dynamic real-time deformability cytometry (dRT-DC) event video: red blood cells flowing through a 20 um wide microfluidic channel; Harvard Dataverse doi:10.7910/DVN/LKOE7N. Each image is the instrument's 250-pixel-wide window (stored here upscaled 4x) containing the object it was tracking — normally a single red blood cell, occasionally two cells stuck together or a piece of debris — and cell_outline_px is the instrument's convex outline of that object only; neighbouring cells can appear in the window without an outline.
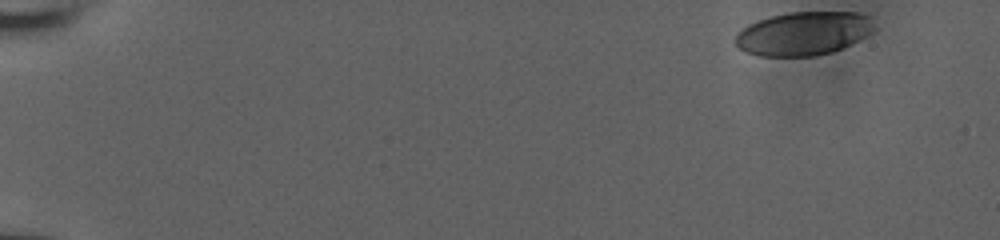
{"species": "human", "species_latin": "Homo sapiens", "temperature_condition": "room temperature", "stored_images_in_passage": 46, "camera_frame_rate_fps": 3000, "um_per_image_px": 0.085, "donor": {"sex": "male"}, "frame": {"image": 1, "passage_image": 1, "time_ms": 0.0, "image_size_px": [1000, 240], "cell_outline_px": [[876, 28], [872, 32], [832, 52], [812, 56], [760, 56], [744, 52], [736, 44], [736, 36], [748, 24], [772, 16], [788, 12], [856, 12], [868, 16]], "centroid_in_image_um": [68.28, 2.84], "position_along_channel_um": 16.7, "area_um2": 34.8}}
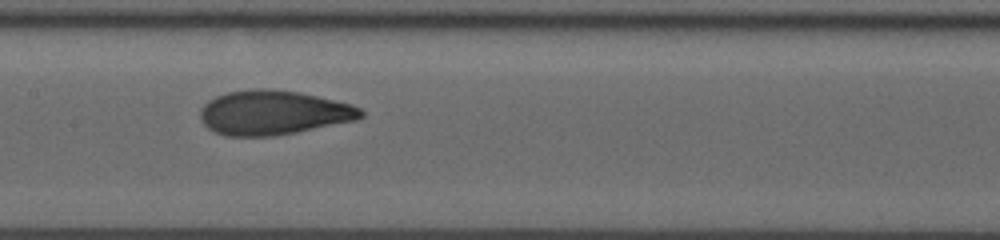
{"frame": {"image": 2, "passage_image": 27, "time_ms": 8.667, "image_size_px": [1000, 240], "cell_outline_px": [[364, 116], [356, 120], [296, 132], [272, 136], [224, 136], [208, 128], [200, 120], [200, 108], [208, 100], [216, 96], [228, 92], [252, 88], [268, 88], [300, 92], [352, 104], [360, 108], [364, 112]], "centroid_in_image_um": [23.22, 9.57], "position_along_channel_um": 184.2, "area_um2": 41.73}}
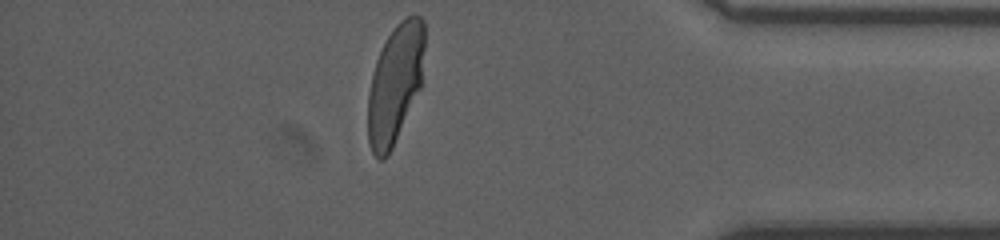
{"frame": {"image": 3, "passage_image": 46, "time_ms": 15.0, "image_size_px": [1000, 240], "cell_outline_px": [[424, 48], [420, 88], [392, 148], [388, 156], [384, 160], [380, 160], [372, 152], [368, 144], [368, 96], [372, 76], [376, 60], [388, 36], [396, 24], [400, 20], [408, 16], [420, 16], [424, 20]], "centroid_in_image_um": [33.57, 7.14], "position_along_channel_um": 401.6, "area_um2": 38.78}, "authors_computed_cell_mechanics": {"area_um2": 40.3155, "velocity_mm_per_s": 3.8568, "shape_relaxation_time_tau1_ms": 5.6678, "shape_relaxation_time_tau2_ms": 0.7439, "deformation_change_tau1": 0.2146, "deformation_change_tau2": 0.0628}}